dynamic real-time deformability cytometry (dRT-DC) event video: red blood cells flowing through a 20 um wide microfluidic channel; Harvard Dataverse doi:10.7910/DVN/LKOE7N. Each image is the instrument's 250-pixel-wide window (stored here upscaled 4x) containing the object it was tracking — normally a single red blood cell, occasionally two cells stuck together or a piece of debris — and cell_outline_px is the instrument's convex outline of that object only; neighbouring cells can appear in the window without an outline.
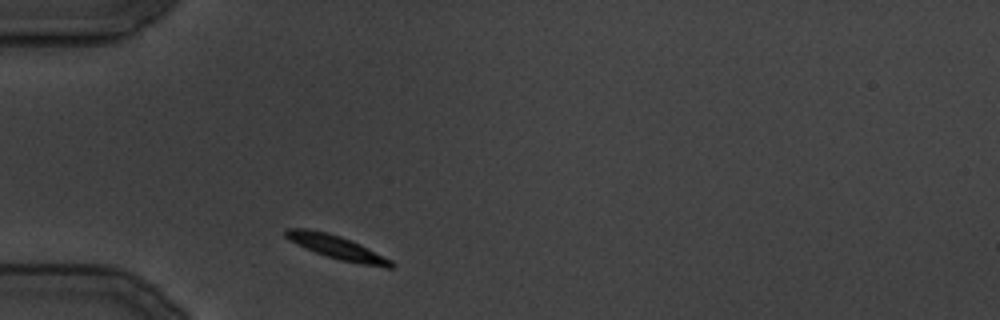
{"species": "common noctule bat (a hibernating species)", "species_latin": "Nyctalus noctula", "temperature_condition": "cold", "stored_images_in_passage": 25, "camera_frame_rate_fps": 3000, "um_per_image_px": 0.085, "animal": {"sex": "male", "body_mass_g": 19.5, "forearm_length_mm": 54.6}, "frame": {"image": 1, "passage_image": 1, "time_ms": 0.0, "image_size_px": [1000, 320], "cell_outline_px": [[396, 264], [392, 268], [384, 268], [340, 260], [316, 252], [284, 236], [284, 232], [288, 228], [308, 228], [328, 232], [340, 236], [360, 244], [392, 260]], "centroid_in_image_um": [28.7, 21.02], "position_along_channel_um": 56.3, "area_um2": 14.28}}
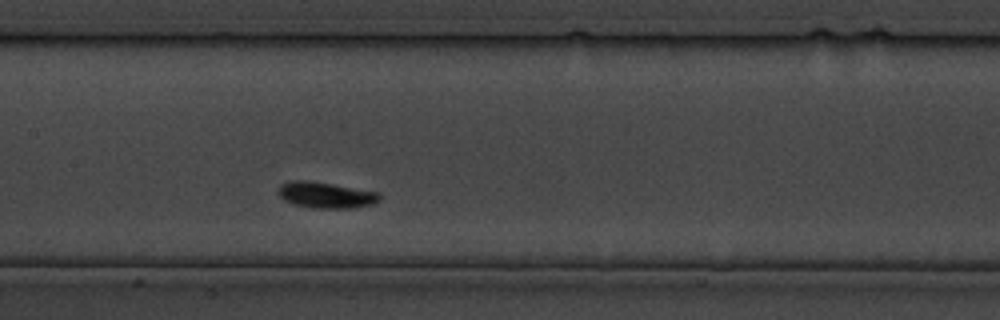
{"frame": {"image": 2, "passage_image": 8, "time_ms": 9.0, "image_size_px": [1000, 320], "cell_outline_px": [[380, 200], [372, 204], [352, 208], [312, 208], [292, 204], [284, 200], [276, 192], [280, 184], [292, 180], [308, 180], [380, 192]], "centroid_in_image_um": [27.66, 16.57], "position_along_channel_um": 179.7, "area_um2": 15.55}}
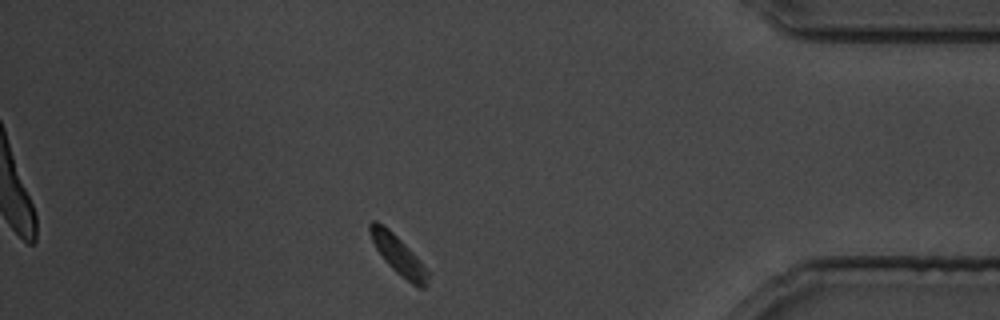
{"frame": {"image": 3, "passage_image": 22, "time_ms": 26.0, "image_size_px": [1000, 320], "cell_outline_px": [[432, 272], [428, 284], [424, 288], [420, 288], [412, 284], [400, 276], [384, 260], [376, 248], [368, 232], [368, 224], [372, 220], [376, 220], [384, 224]], "centroid_in_image_um": [33.89, 21.7], "position_along_channel_um": 401.3, "area_um2": 13.35}}